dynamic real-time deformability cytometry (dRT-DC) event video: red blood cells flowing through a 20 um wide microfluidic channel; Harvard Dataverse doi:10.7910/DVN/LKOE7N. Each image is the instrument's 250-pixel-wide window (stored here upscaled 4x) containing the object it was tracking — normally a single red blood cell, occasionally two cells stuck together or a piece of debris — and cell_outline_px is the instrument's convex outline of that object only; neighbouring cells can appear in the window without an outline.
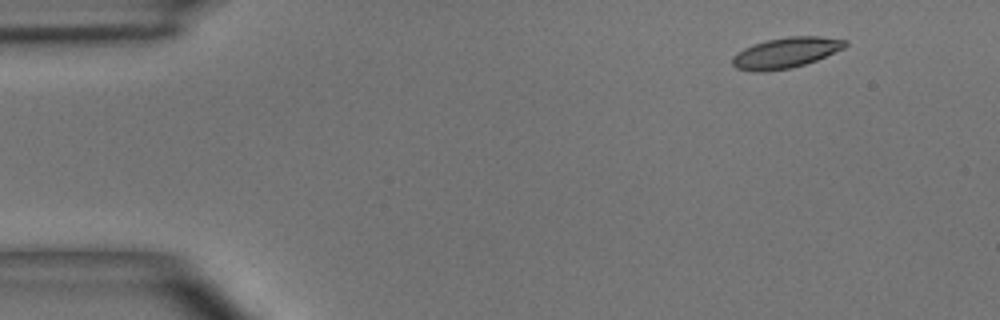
{"species": "common noctule bat (a hibernating species)", "species_latin": "Nyctalus noctula", "temperature_condition": "room temperature", "stored_images_in_passage": 4, "camera_frame_rate_fps": 3000, "um_per_image_px": 0.085, "animal": {"sex": "male", "body_mass_g": 15.6}, "frame": {"image": 1, "passage_image": 2, "time_ms": 1.333, "image_size_px": [1000, 320], "cell_outline_px": [[848, 44], [844, 48], [816, 60], [792, 68], [764, 72], [752, 72], [736, 68], [732, 64], [732, 56], [736, 52], [752, 44], [768, 40], [788, 36], [820, 36], [848, 40]], "centroid_in_image_um": [66.77, 4.49], "position_along_channel_um": 18.2, "area_um2": 20.29}}